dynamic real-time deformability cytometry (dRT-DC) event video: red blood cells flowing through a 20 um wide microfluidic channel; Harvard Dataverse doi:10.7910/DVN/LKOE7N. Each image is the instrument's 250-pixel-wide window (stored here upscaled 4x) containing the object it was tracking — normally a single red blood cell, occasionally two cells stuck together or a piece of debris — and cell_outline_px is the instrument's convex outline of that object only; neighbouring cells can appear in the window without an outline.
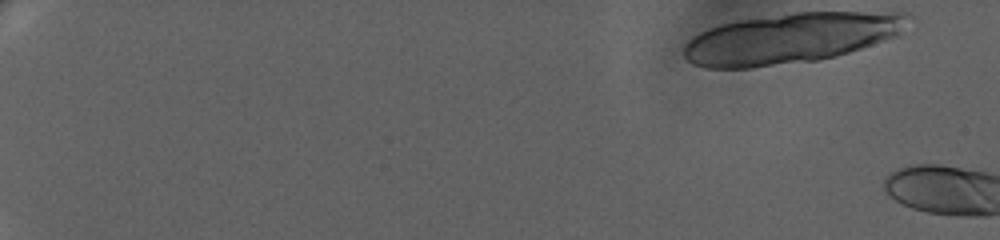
{"species": "human", "species_latin": "Homo sapiens", "temperature_condition": "warm", "stored_images_in_passage": 5, "camera_frame_rate_fps": 3000, "um_per_image_px": 0.085, "donor": {"sex": "female"}, "frame": {"image": 1, "passage_image": 1, "time_ms": 0.0, "image_size_px": [1000, 240], "cell_outline_px": [[900, 36], [836, 56], [820, 60], [752, 68], [704, 68], [692, 64], [684, 56], [684, 44], [688, 40], [700, 32], [720, 24], [740, 20], [796, 12], [900, 12]], "centroid_in_image_um": [67.09, 3.28], "position_along_channel_um": 17.9, "area_um2": 65.14}}